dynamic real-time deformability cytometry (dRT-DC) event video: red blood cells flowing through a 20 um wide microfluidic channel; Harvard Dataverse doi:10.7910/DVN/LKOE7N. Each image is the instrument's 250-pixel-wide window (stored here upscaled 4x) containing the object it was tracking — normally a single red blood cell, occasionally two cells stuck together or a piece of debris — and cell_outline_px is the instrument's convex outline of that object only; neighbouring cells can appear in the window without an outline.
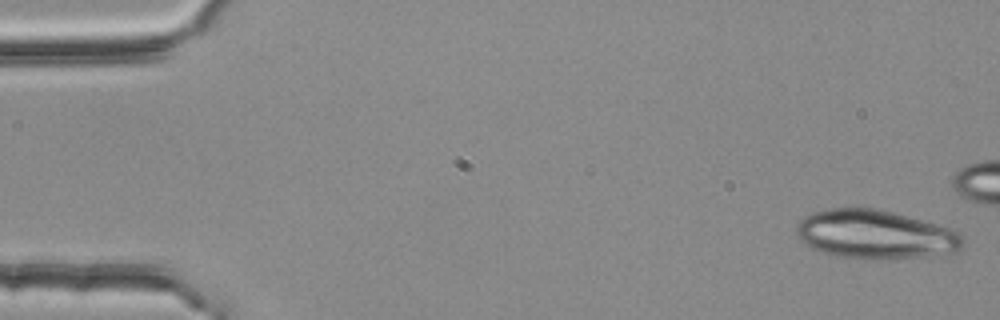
{"species": "common noctule bat (a hibernating species)", "species_latin": "Nyctalus noctula", "temperature_condition": "room temperature", "stored_images_in_passage": 16, "camera_frame_rate_fps": 3000, "um_per_image_px": 0.085, "animal": {"sex": "female", "body_mass_g": 25.1}, "frame": {"image": 1, "passage_image": 1, "time_ms": 0.0, "image_size_px": [1000, 320], "cell_outline_px": [[964, 244], [956, 252], [940, 256], [888, 260], [864, 260], [836, 256], [812, 248], [804, 244], [800, 240], [796, 232], [796, 228], [800, 220], [804, 216], [812, 212], [832, 208], [876, 208], [924, 220], [960, 232], [964, 236]], "centroid_in_image_um": [74.45, 19.96], "position_along_channel_um": 10.6, "area_um2": 48.26}}